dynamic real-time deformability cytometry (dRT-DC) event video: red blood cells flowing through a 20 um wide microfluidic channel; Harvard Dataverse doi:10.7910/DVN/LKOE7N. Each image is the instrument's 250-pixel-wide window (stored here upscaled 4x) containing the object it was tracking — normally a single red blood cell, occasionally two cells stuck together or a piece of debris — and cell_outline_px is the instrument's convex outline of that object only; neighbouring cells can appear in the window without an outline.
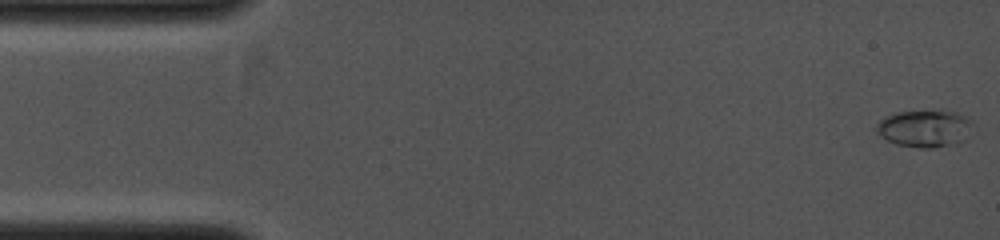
{"species": "common noctule bat (a hibernating species)", "species_latin": "Nyctalus noctula", "temperature_condition": "cold", "stored_images_in_passage": 43, "camera_frame_rate_fps": 4000, "um_per_image_px": 0.085, "animal": {"sex": "female", "body_mass_g": 19.0, "forearm_length_mm": 53.3}, "frame": {"image": 1, "passage_image": 1, "time_ms": 0.0, "image_size_px": [1000, 240], "cell_outline_px": [[972, 124], [964, 140], [956, 144], [932, 148], [920, 148], [896, 144], [880, 136], [876, 132], [876, 124], [884, 116], [896, 112], [956, 112], [964, 116]], "centroid_in_image_um": [78.54, 10.95], "position_along_channel_um": 6.5, "area_um2": 20.46}}
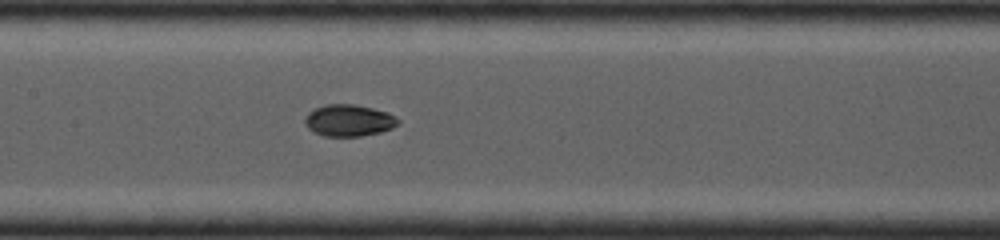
{"frame": {"image": 2, "passage_image": 21, "time_ms": 5.0, "image_size_px": [1000, 240], "cell_outline_px": [[400, 124], [392, 128], [380, 132], [360, 136], [324, 136], [312, 132], [304, 124], [304, 116], [308, 112], [324, 104], [356, 104], [388, 112], [396, 116], [400, 120]], "centroid_in_image_um": [29.64, 10.23], "position_along_channel_um": 177.8, "area_um2": 17.51}}
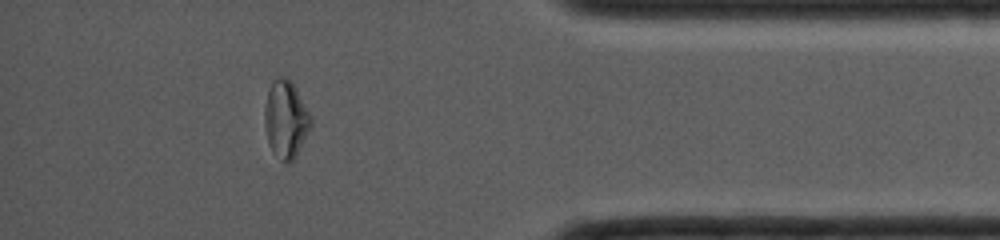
{"frame": {"image": 3, "passage_image": 38, "time_ms": 9.25, "image_size_px": [1000, 240], "cell_outline_px": [[312, 124], [296, 156], [292, 160], [280, 160], [272, 152], [268, 144], [264, 124], [264, 108], [268, 88], [272, 80], [280, 76], [284, 76], [292, 80], [312, 116]], "centroid_in_image_um": [24.28, 10.09], "position_along_channel_um": 410.9, "area_um2": 21.15}}